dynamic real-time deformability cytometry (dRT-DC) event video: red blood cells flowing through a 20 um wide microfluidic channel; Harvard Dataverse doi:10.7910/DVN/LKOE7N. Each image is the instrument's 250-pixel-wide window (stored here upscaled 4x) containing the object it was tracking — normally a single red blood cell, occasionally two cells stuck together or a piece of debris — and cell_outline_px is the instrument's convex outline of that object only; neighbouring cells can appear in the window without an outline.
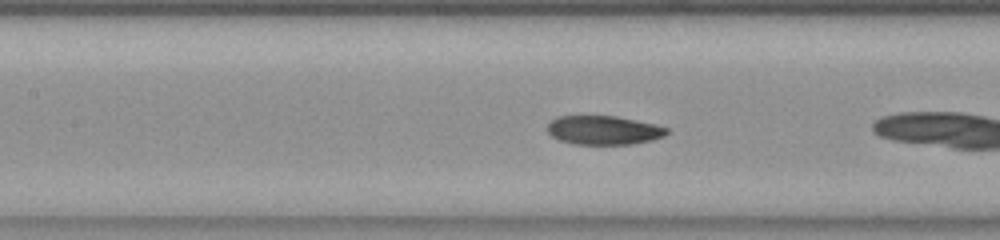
{"species": "common noctule bat (a hibernating species)", "species_latin": "Nyctalus noctula", "temperature_condition": "room temperature", "stored_images_in_passage": 9, "camera_frame_rate_fps": 3000, "um_per_image_px": 0.085, "animal": {"sex": "female", "body_mass_g": 23.0, "forearm_length_mm": 53.4}, "frame": {"image": 1, "passage_image": 8, "time_ms": 2.333, "image_size_px": [1000, 240], "cell_outline_px": [[668, 132], [664, 136], [652, 140], [632, 144], [576, 144], [560, 140], [552, 136], [548, 132], [548, 124], [556, 116], [616, 116], [656, 124], [668, 128]], "centroid_in_image_um": [51.33, 11.06], "position_along_channel_um": 156.1, "area_um2": 20.06}}